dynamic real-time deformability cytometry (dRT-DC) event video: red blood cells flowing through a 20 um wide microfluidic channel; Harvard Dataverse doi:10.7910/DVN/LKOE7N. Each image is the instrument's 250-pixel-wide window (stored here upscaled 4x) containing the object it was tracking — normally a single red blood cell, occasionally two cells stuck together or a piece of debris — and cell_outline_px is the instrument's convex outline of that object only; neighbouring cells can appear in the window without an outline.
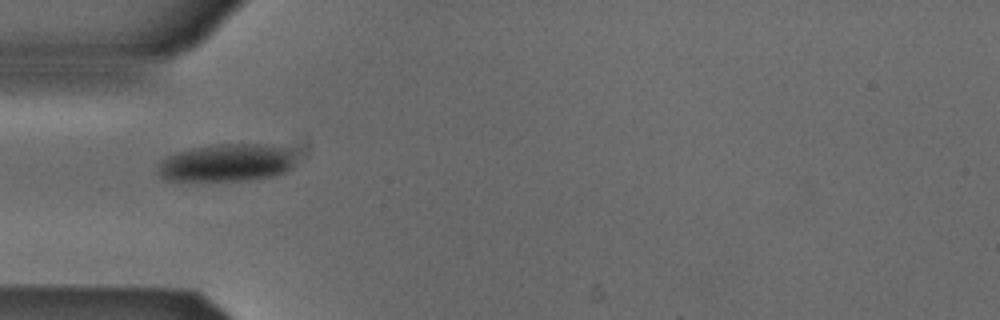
{"species": "Egyptian fruit bat (a non-hibernating species)", "species_latin": "Rousettus aegyptiacus", "temperature_condition": "cold", "stored_images_in_passage": 5, "camera_frame_rate_fps": 3000, "um_per_image_px": 0.085, "animal": {"sex": "male"}, "frame": {"image": 1, "passage_image": 3, "time_ms": 0.667, "image_size_px": [1000, 320], "cell_outline_px": [[292, 168], [284, 172], [272, 176], [244, 180], [164, 180], [156, 172], [160, 164], [168, 156], [176, 152], [208, 144], [272, 144], [288, 152], [292, 160]], "centroid_in_image_um": [19.18, 13.83], "position_along_channel_um": 65.8, "area_um2": 29.71}}
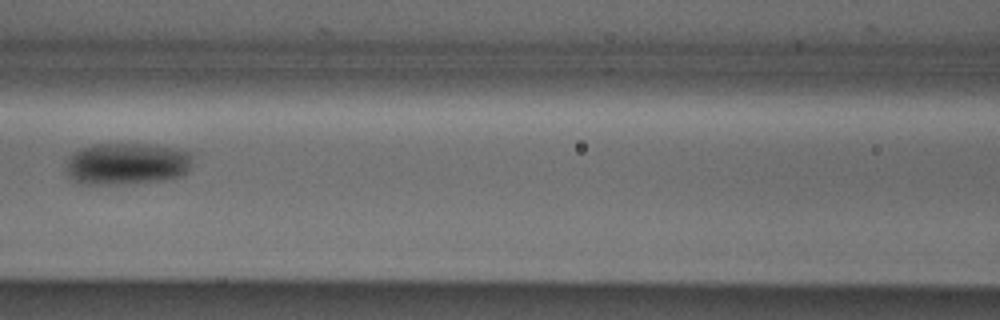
{"frame": {"image": 2, "passage_image": 5, "time_ms": 1.333, "image_size_px": [1000, 320], "cell_outline_px": [[192, 160], [188, 172], [184, 176], [164, 180], [128, 184], [76, 184], [64, 172], [68, 160], [80, 148], [92, 144], [148, 144], [172, 148], [188, 152], [192, 156]], "centroid_in_image_um": [10.76, 13.94], "position_along_channel_um": 155.8, "area_um2": 31.27}}